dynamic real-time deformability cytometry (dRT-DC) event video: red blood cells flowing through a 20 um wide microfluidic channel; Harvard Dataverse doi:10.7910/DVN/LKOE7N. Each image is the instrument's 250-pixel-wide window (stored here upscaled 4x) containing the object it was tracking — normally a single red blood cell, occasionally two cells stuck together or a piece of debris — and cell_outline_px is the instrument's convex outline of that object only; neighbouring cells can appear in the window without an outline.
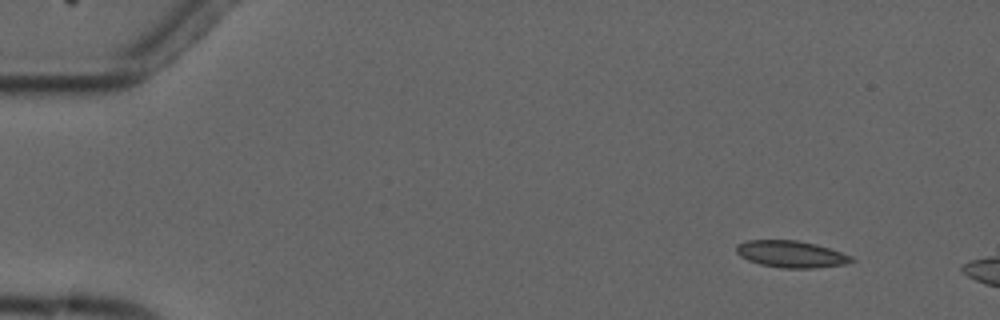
{"species": "common noctule bat (a hibernating species)", "species_latin": "Nyctalus noctula", "temperature_condition": "cold", "stored_images_in_passage": 3, "camera_frame_rate_fps": 3000, "um_per_image_px": 0.085, "animal": {"sex": "male", "forearm_length_mm": 52.5}, "frame": {"image": 1, "passage_image": 1, "time_ms": 0.0, "image_size_px": [1000, 320], "cell_outline_px": [[856, 260], [844, 264], [812, 268], [784, 268], [760, 264], [748, 260], [740, 256], [736, 252], [736, 244], [748, 240], [796, 240], [816, 244], [852, 256]], "centroid_in_image_um": [67.22, 21.59], "position_along_channel_um": 17.8, "area_um2": 17.86}}